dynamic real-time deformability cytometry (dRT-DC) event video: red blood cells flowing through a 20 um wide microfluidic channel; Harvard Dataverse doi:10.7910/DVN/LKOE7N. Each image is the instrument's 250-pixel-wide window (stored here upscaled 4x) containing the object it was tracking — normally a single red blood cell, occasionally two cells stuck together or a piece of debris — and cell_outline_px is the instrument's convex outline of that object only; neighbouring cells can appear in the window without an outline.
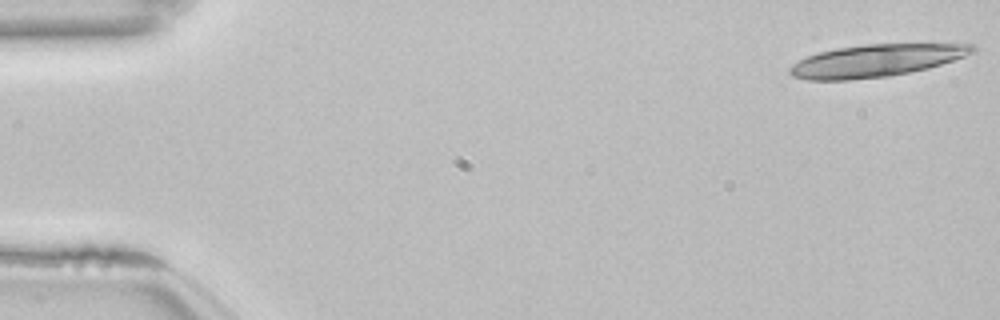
{"species": "common noctule bat (a hibernating species)", "species_latin": "Nyctalus noctula", "temperature_condition": "room temperature", "stored_images_in_passage": 18, "camera_frame_rate_fps": 3000, "um_per_image_px": 0.085, "animal": {"sex": "female", "body_mass_g": 22.7, "forearm_length_mm": 54.2}, "frame": {"image": 1, "passage_image": 1, "time_ms": 0.0, "image_size_px": [1000, 320], "cell_outline_px": [[976, 52], [928, 68], [888, 76], [848, 80], [808, 80], [792, 76], [788, 72], [788, 68], [792, 64], [808, 56], [820, 52], [836, 48], [868, 44], [972, 44], [976, 48]], "centroid_in_image_um": [74.43, 5.15], "position_along_channel_um": 10.6, "area_um2": 34.1}}